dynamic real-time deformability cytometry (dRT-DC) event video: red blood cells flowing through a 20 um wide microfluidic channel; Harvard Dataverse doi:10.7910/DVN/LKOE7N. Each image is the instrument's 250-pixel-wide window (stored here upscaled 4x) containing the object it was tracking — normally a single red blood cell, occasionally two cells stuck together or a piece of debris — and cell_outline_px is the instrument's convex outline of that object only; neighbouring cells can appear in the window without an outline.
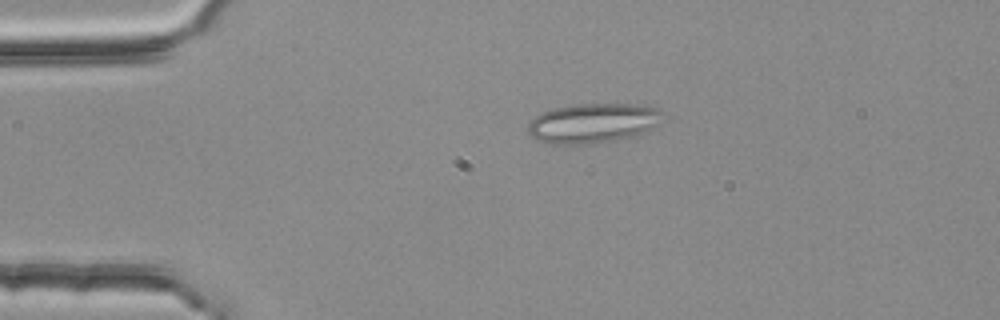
{"species": "common noctule bat (a hibernating species)", "species_latin": "Nyctalus noctula", "temperature_condition": "room temperature", "stored_images_in_passage": 4, "camera_frame_rate_fps": 3000, "um_per_image_px": 0.085, "animal": {"sex": "female", "body_mass_g": 25.1}, "frame": {"image": 1, "passage_image": 3, "time_ms": 0.667, "image_size_px": [1000, 320], "cell_outline_px": [[664, 120], [660, 124], [652, 128], [628, 136], [612, 140], [580, 144], [556, 144], [540, 140], [532, 136], [528, 132], [528, 124], [536, 116], [552, 108], [576, 104], [628, 104], [656, 108], [664, 112]], "centroid_in_image_um": [50.41, 10.44], "position_along_channel_um": 34.6, "area_um2": 30.58}}